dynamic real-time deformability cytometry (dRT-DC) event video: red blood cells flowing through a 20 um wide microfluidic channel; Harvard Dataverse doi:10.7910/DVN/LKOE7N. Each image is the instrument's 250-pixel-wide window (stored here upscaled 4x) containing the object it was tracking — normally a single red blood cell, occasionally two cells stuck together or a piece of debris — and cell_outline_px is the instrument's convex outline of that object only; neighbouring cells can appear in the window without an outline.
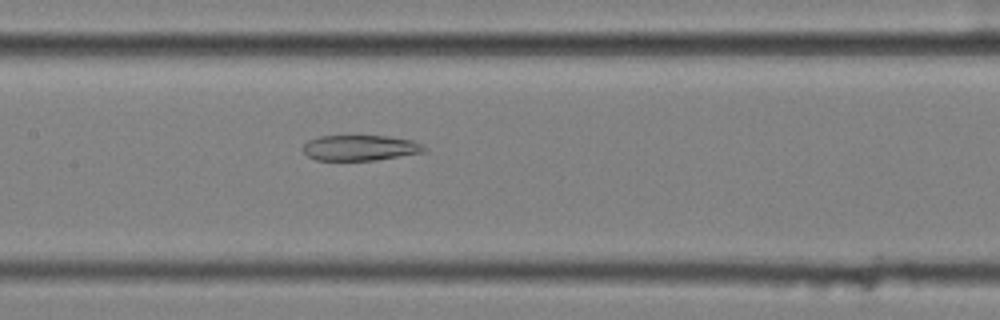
{"species": "common noctule bat (a hibernating species)", "species_latin": "Nyctalus noctula", "temperature_condition": "cold", "stored_images_in_passage": 46, "camera_frame_rate_fps": 3000, "um_per_image_px": 0.085, "animal": {"sex": "female", "body_mass_g": 25.1}, "frame": {"image": 1, "passage_image": 17, "time_ms": 5.333, "image_size_px": [1000, 320], "cell_outline_px": [[428, 148], [424, 152], [376, 160], [316, 160], [308, 156], [304, 152], [304, 144], [308, 140], [320, 136], [388, 136], [412, 140]], "centroid_in_image_um": [30.62, 12.56], "position_along_channel_um": 176.8, "area_um2": 17.92}}
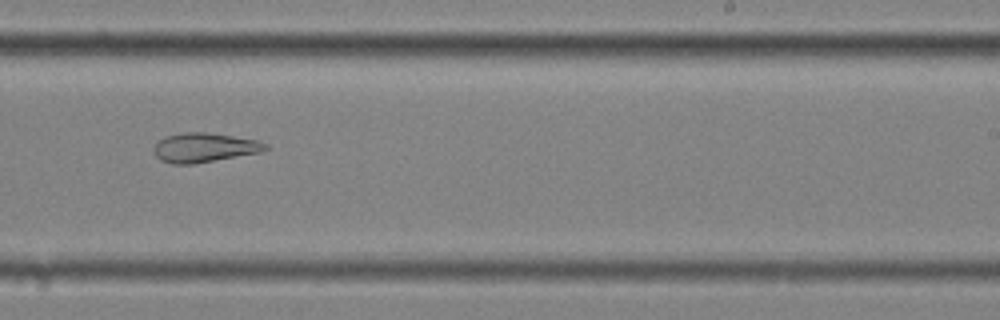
{"frame": {"image": 2, "passage_image": 25, "time_ms": 8.0, "image_size_px": [1000, 320], "cell_outline_px": [[268, 148], [260, 152], [192, 164], [172, 164], [160, 160], [156, 156], [152, 148], [164, 136], [184, 132], [204, 132], [232, 136], [256, 140], [268, 144]], "centroid_in_image_um": [17.32, 12.54], "position_along_channel_um": 271.7, "area_um2": 18.9}}
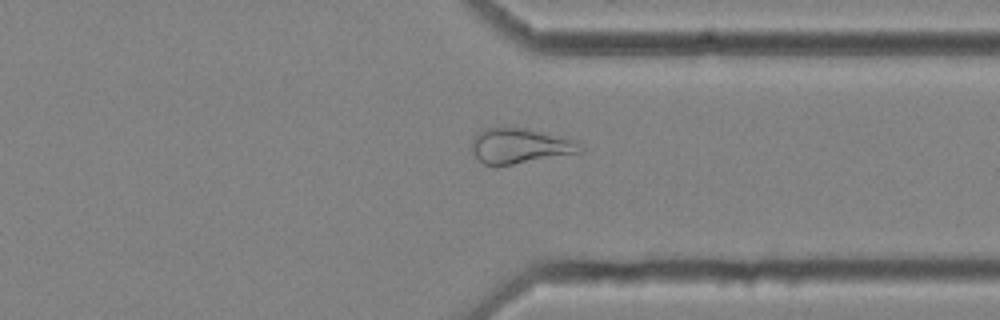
{"frame": {"image": 3, "passage_image": 33, "time_ms": 10.667, "image_size_px": [1000, 320], "cell_outline_px": [[584, 148], [580, 152], [496, 168], [484, 164], [472, 152], [472, 140], [480, 132], [488, 128], [524, 128], [580, 140]], "centroid_in_image_um": [44.24, 12.43], "position_along_channel_um": 367.2, "area_um2": 22.48}, "authors_computed_cell_mechanics": {"area_um2": 23.4957, "velocity_mm_per_s": 3.5619, "shape_relaxation_time_tau1_ms": null, "shape_relaxation_time_tau2_ms": 9.0892, "deformation_change_tau1": null, "deformation_change_tau2": 0.2162}}